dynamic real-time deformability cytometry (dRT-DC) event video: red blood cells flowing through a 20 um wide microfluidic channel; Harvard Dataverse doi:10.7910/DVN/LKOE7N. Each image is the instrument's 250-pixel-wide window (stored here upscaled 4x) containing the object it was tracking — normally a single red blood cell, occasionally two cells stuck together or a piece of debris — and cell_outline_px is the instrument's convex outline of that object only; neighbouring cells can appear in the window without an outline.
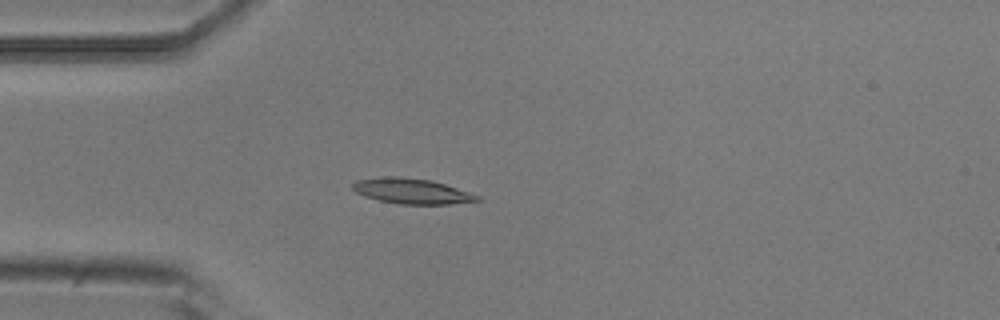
{"species": "common noctule bat (a hibernating species)", "species_latin": "Nyctalus noctula", "temperature_condition": "room temperature", "stored_images_in_passage": 5, "camera_frame_rate_fps": 3000, "um_per_image_px": 0.085, "animal": {"sex": "male", "body_mass_g": 20.5, "forearm_length_mm": 52.5}, "frame": {"image": 1, "passage_image": 5, "time_ms": 1.333, "image_size_px": [1000, 320], "cell_outline_px": [[480, 200], [448, 204], [400, 204], [380, 200], [364, 196], [356, 192], [352, 188], [352, 184], [356, 180], [384, 176], [400, 176], [432, 180], [480, 196]], "centroid_in_image_um": [34.95, 16.23], "position_along_channel_um": 50.0, "area_um2": 18.26}}